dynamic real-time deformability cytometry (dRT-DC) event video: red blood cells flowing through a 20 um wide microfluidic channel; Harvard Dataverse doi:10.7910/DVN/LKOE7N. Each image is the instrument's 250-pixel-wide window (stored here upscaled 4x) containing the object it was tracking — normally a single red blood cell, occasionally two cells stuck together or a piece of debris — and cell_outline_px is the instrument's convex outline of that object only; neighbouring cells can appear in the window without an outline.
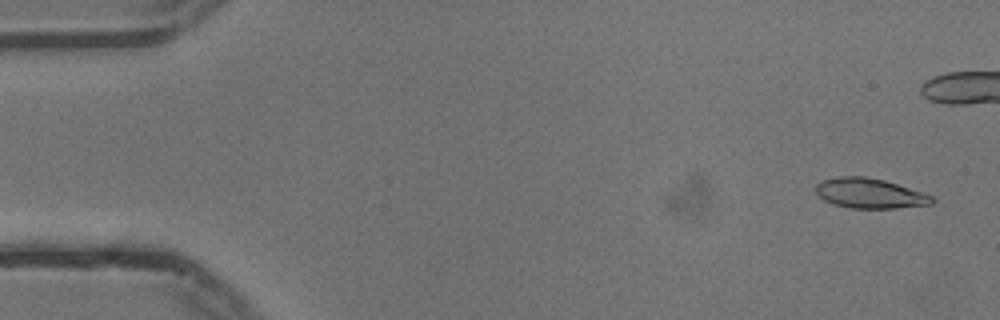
{"species": "common noctule bat (a hibernating species)", "species_latin": "Nyctalus noctula", "temperature_condition": "cold", "stored_images_in_passage": 44, "camera_frame_rate_fps": 3000, "um_per_image_px": 0.085, "animal": {"sex": "male", "body_mass_g": 13.3}, "frame": {"image": 1, "passage_image": 3, "time_ms": 0.667, "image_size_px": [1000, 320], "cell_outline_px": [[936, 200], [932, 204], [896, 208], [848, 208], [832, 204], [824, 200], [816, 192], [816, 184], [824, 180], [840, 176], [864, 176], [884, 180], [932, 196]], "centroid_in_image_um": [73.91, 16.44], "position_along_channel_um": 11.1, "area_um2": 20.11}}
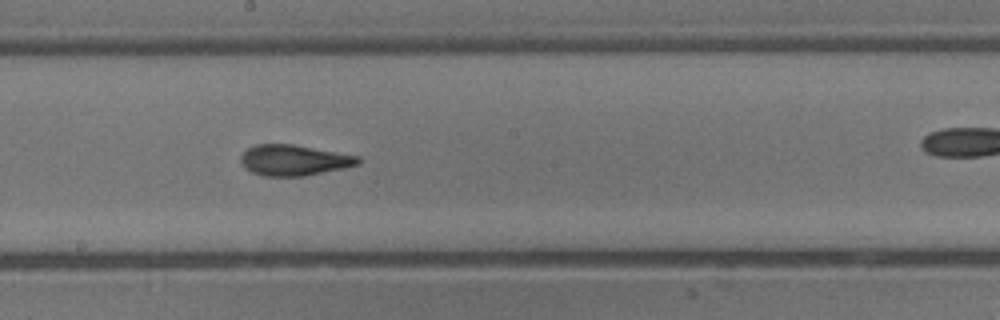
{"frame": {"image": 2, "passage_image": 30, "time_ms": 9.667, "image_size_px": [1000, 320], "cell_outline_px": [[360, 164], [344, 168], [304, 176], [264, 176], [252, 172], [244, 168], [240, 160], [240, 156], [248, 148], [256, 144], [292, 144], [360, 156]], "centroid_in_image_um": [24.98, 13.62], "position_along_channel_um": 223.2, "area_um2": 21.04}}
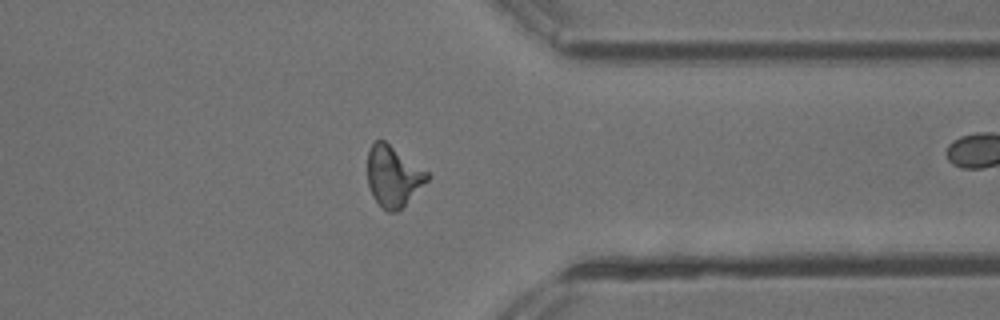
{"frame": {"image": 3, "passage_image": 43, "time_ms": 14.0, "image_size_px": [1000, 320], "cell_outline_px": [[428, 180], [396, 212], [388, 212], [372, 196], [368, 184], [368, 152], [372, 144], [376, 140], [384, 140], [428, 172]], "centroid_in_image_um": [33.4, 14.96], "position_along_channel_um": 378.0, "area_um2": 20.58}}